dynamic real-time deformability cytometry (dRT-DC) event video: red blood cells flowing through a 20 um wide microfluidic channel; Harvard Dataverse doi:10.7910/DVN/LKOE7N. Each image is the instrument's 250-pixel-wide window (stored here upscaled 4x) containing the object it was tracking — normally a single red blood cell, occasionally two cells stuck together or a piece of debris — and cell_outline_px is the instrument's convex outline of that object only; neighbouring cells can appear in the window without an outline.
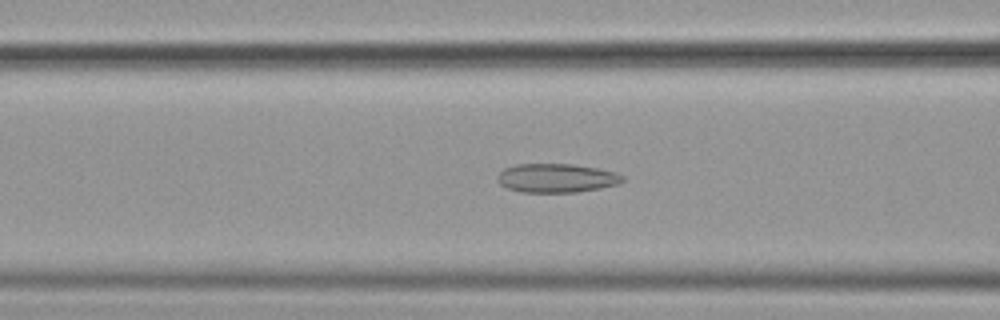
{"species": "common noctule bat (a hibernating species)", "species_latin": "Nyctalus noctula", "temperature_condition": "cold", "stored_images_in_passage": 55, "camera_frame_rate_fps": 3000, "um_per_image_px": 0.085, "animal": {"sex": "female", "body_mass_g": 19.9}, "frame": {"image": 1, "passage_image": 22, "time_ms": 7.0, "image_size_px": [1000, 320], "cell_outline_px": [[624, 180], [620, 184], [600, 188], [576, 192], [520, 192], [508, 188], [500, 184], [496, 180], [496, 176], [504, 168], [516, 164], [572, 164], [596, 168], [616, 172], [624, 176]], "centroid_in_image_um": [47.3, 15.13], "position_along_channel_um": 119.3, "area_um2": 21.15}}
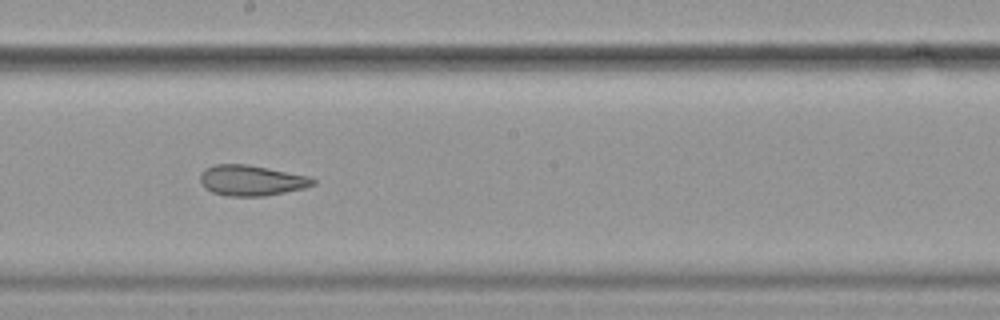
{"frame": {"image": 2, "passage_image": 31, "time_ms": 10.0, "image_size_px": [1000, 320], "cell_outline_px": [[316, 184], [304, 188], [264, 196], [228, 196], [212, 192], [204, 188], [200, 184], [200, 172], [204, 168], [216, 164], [248, 164], [308, 176], [316, 180]], "centroid_in_image_um": [21.33, 15.33], "position_along_channel_um": 226.9, "area_um2": 20.17}}
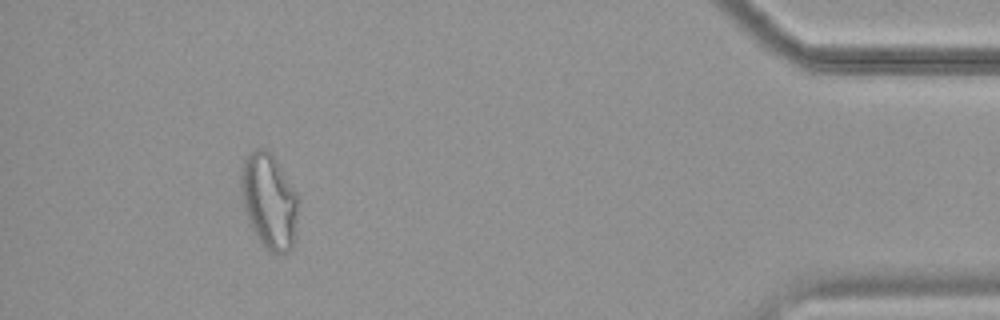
{"frame": {"image": 3, "passage_image": 51, "time_ms": 16.667, "image_size_px": [1000, 320], "cell_outline_px": [[300, 200], [296, 232], [292, 248], [288, 252], [268, 252], [256, 236], [252, 228], [244, 208], [240, 188], [240, 168], [244, 156], [256, 148], [268, 148], [300, 196]], "centroid_in_image_um": [22.89, 17.05], "position_along_channel_um": 412.3, "area_um2": 32.54}, "authors_computed_cell_mechanics": {"area_um2": 24.3338, "velocity_mm_per_s": 3.5941, "shape_relaxation_time_tau1_ms": null, "shape_relaxation_time_tau2_ms": 2.5151, "deformation_change_tau1": null, "deformation_change_tau2": 0.0949}}